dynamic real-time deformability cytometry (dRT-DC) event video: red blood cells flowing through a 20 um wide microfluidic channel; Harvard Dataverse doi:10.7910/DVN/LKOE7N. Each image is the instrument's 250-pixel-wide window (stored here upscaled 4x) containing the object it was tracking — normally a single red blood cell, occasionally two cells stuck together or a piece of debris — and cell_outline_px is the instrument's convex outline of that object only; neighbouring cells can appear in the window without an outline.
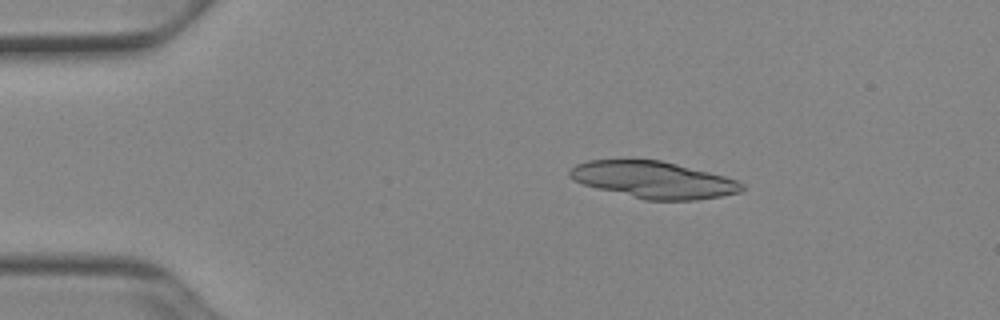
{"species": "Egyptian fruit bat (a non-hibernating species)", "species_latin": "Rousettus aegyptiacus", "temperature_condition": "cold", "stored_images_in_passage": 50, "segment_of_instrument_passage": [1, 2], "camera_frame_rate_fps": 3000, "um_per_image_px": 0.085, "animal": {"sex": "female"}, "frame": {"image": 1, "passage_image": 9, "time_ms": 2.667, "image_size_px": [1000, 320], "cell_outline_px": [[744, 188], [740, 192], [720, 196], [696, 200], [644, 200], [584, 184], [568, 176], [568, 172], [576, 164], [588, 160], [660, 160], [724, 176], [736, 180], [744, 184]], "centroid_in_image_um": [55.56, 15.29], "position_along_channel_um": 29.4, "area_um2": 36.41}}